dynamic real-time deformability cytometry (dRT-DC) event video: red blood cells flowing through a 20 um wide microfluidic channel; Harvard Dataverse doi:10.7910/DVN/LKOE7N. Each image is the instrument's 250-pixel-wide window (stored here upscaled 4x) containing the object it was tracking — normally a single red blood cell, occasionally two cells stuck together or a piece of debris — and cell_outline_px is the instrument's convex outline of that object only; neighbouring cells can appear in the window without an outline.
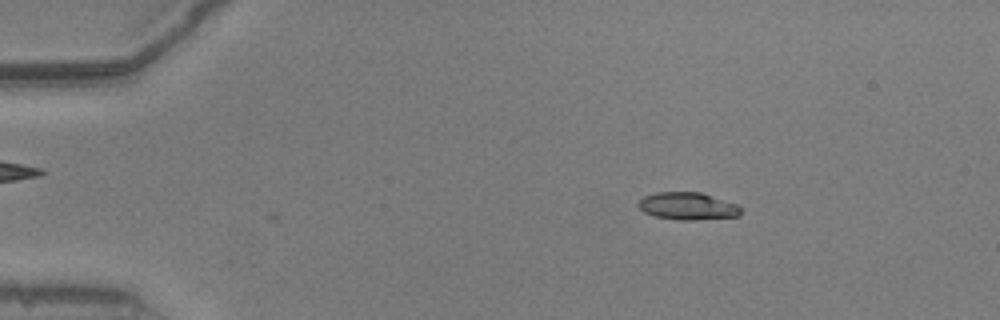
{"species": "common noctule bat (a hibernating species)", "species_latin": "Nyctalus noctula", "temperature_condition": "warm", "stored_images_in_passage": 42, "camera_frame_rate_fps": 3000, "um_per_image_px": 0.085, "animal": {"sex": "male", "body_mass_g": 20.5, "forearm_length_mm": 52.5}, "frame": {"image": 1, "passage_image": 4, "time_ms": 1.0, "image_size_px": [1000, 320], "cell_outline_px": [[740, 212], [736, 216], [696, 220], [680, 220], [656, 216], [644, 212], [636, 204], [644, 196], [656, 192], [700, 192], [736, 204], [740, 208]], "centroid_in_image_um": [58.41, 17.51], "position_along_channel_um": 26.6, "area_um2": 16.13}}
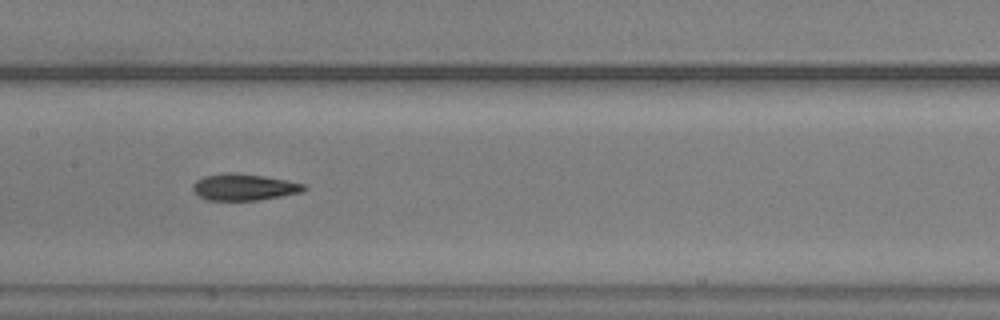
{"frame": {"image": 2, "passage_image": 22, "time_ms": 7.0, "image_size_px": [1000, 320], "cell_outline_px": [[308, 188], [304, 192], [256, 200], [208, 200], [192, 192], [192, 184], [196, 180], [204, 176], [228, 172], [264, 176], [304, 184]], "centroid_in_image_um": [20.71, 15.9], "position_along_channel_um": 186.7, "area_um2": 17.11}}
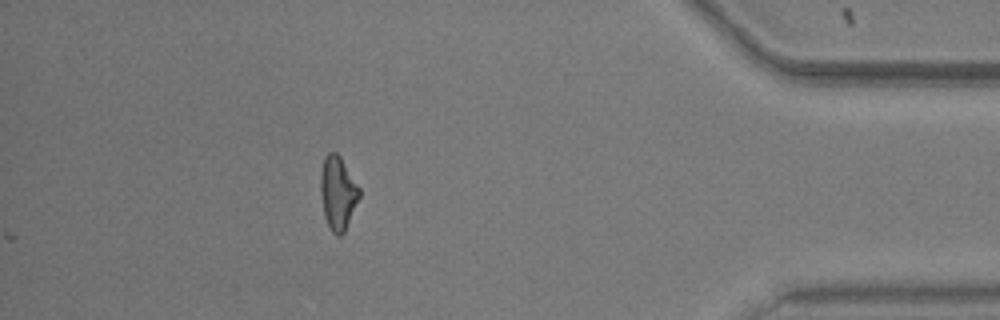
{"frame": {"image": 3, "passage_image": 42, "time_ms": 13.667, "image_size_px": [1000, 320], "cell_outline_px": [[360, 196], [344, 232], [340, 236], [336, 236], [332, 232], [324, 216], [320, 192], [320, 172], [324, 156], [328, 152], [336, 152], [340, 156], [360, 188]], "centroid_in_image_um": [28.7, 16.38], "position_along_channel_um": 406.5, "area_um2": 16.65}, "authors_computed_cell_mechanics": {"area_um2": 16.5019, "velocity_mm_per_s": 3.9365, "shape_relaxation_time_tau1_ms": 10.5042, "shape_relaxation_time_tau2_ms": 2.8585, "deformation_change_tau1": 0.2701, "deformation_change_tau2": 0.1198}}